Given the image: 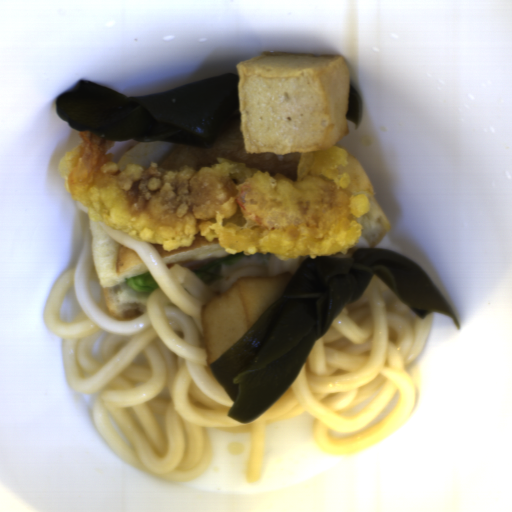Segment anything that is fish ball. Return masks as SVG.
Returning <instances> with one entry per match:
<instances>
[{
	"label": "fish ball",
	"instance_id": "obj_2",
	"mask_svg": "<svg viewBox=\"0 0 512 512\" xmlns=\"http://www.w3.org/2000/svg\"><path fill=\"white\" fill-rule=\"evenodd\" d=\"M293 277L286 273L242 279L203 304L201 331L209 365L244 336L285 293Z\"/></svg>",
	"mask_w": 512,
	"mask_h": 512
},
{
	"label": "fish ball",
	"instance_id": "obj_1",
	"mask_svg": "<svg viewBox=\"0 0 512 512\" xmlns=\"http://www.w3.org/2000/svg\"><path fill=\"white\" fill-rule=\"evenodd\" d=\"M235 67L244 152L323 150L347 132L349 67L340 55L263 51Z\"/></svg>",
	"mask_w": 512,
	"mask_h": 512
}]
</instances>
